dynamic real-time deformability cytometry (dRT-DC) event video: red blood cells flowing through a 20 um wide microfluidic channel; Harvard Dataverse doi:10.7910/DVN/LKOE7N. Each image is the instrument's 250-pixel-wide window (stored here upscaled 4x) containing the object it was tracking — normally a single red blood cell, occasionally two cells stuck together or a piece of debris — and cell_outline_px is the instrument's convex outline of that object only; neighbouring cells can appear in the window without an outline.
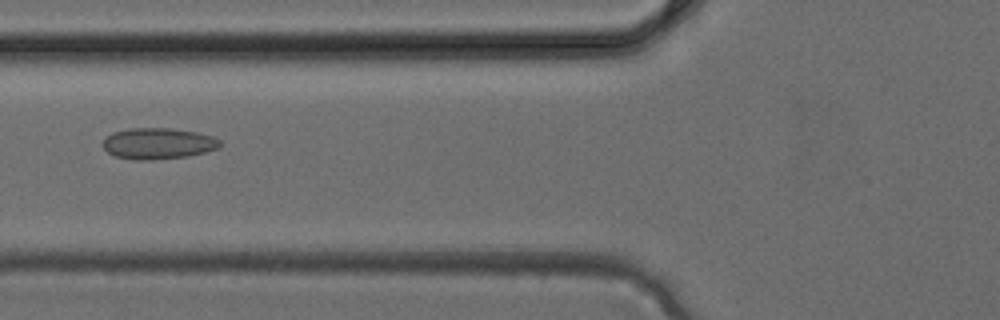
{"species": "common noctule bat (a hibernating species)", "species_latin": "Nyctalus noctula", "temperature_condition": "cold", "stored_images_in_passage": 2, "camera_frame_rate_fps": 3000, "um_per_image_px": 0.085, "animal": {"sex": "female", "body_mass_g": 24.6, "forearm_length_mm": 56.2}, "frame": {"image": 1, "passage_image": 2, "time_ms": 0.333, "image_size_px": [1000, 320], "cell_outline_px": [[220, 148], [188, 156], [148, 160], [132, 160], [116, 156], [108, 152], [100, 144], [104, 136], [112, 132], [128, 128], [168, 128], [196, 132], [212, 136], [220, 140]], "centroid_in_image_um": [13.38, 12.19], "position_along_channel_um": 112.4, "area_um2": 21.44}}